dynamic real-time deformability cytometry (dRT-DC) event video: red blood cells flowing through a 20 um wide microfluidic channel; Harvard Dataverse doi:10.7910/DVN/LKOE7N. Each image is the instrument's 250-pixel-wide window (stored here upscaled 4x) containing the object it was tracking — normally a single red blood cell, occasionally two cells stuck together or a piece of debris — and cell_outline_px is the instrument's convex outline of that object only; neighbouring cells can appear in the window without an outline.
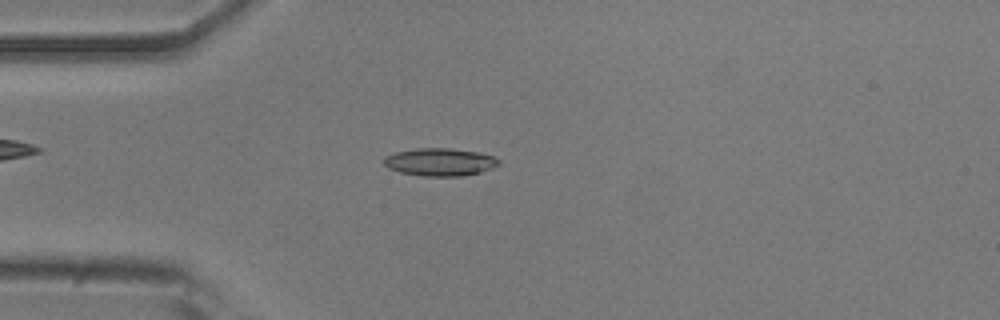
{"species": "common noctule bat (a hibernating species)", "species_latin": "Nyctalus noctula", "temperature_condition": "room temperature", "stored_images_in_passage": 52, "camera_frame_rate_fps": 3000, "um_per_image_px": 0.085, "animal": {"sex": "male", "body_mass_g": 20.5, "forearm_length_mm": 52.5}, "frame": {"image": 1, "passage_image": 13, "time_ms": 4.0, "image_size_px": [1000, 320], "cell_outline_px": [[500, 164], [492, 168], [480, 172], [460, 176], [424, 176], [400, 172], [388, 168], [384, 164], [384, 156], [396, 152], [416, 148], [448, 148], [480, 152], [492, 156], [500, 160]], "centroid_in_image_um": [37.39, 13.76], "position_along_channel_um": 47.6, "area_um2": 18.55}}
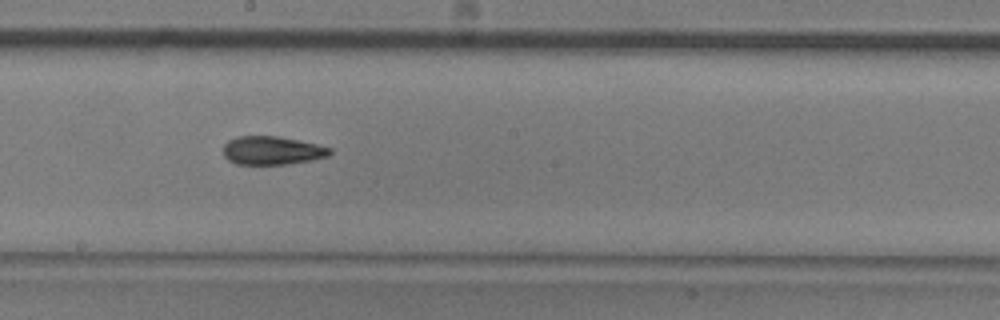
{"frame": {"image": 2, "passage_image": 28, "time_ms": 9.0, "image_size_px": [1000, 320], "cell_outline_px": [[332, 152], [328, 156], [312, 160], [288, 164], [236, 164], [228, 160], [224, 156], [224, 144], [228, 140], [236, 136], [280, 136], [316, 144], [332, 148]], "centroid_in_image_um": [23.12, 12.79], "position_along_channel_um": 225.1, "area_um2": 17.74}}
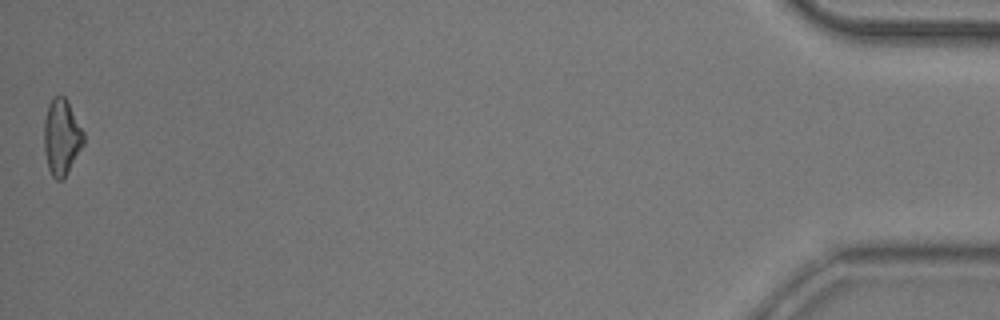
{"frame": {"image": 3, "passage_image": 52, "time_ms": 17.0, "image_size_px": [1000, 320], "cell_outline_px": [[84, 144], [68, 172], [60, 180], [56, 180], [52, 176], [48, 168], [44, 152], [44, 120], [48, 104], [56, 96], [64, 96], [68, 100], [84, 132]], "centroid_in_image_um": [5.24, 11.65], "position_along_channel_um": 430.0, "area_um2": 17.57}, "authors_computed_cell_mechanics": {"area_um2": 17.7446, "velocity_mm_per_s": 3.7837, "shape_relaxation_time_tau1_ms": 8.5475, "shape_relaxation_time_tau2_ms": 4.8809, "deformation_change_tau1": 0.2104, "deformation_change_tau2": 0.1366}}